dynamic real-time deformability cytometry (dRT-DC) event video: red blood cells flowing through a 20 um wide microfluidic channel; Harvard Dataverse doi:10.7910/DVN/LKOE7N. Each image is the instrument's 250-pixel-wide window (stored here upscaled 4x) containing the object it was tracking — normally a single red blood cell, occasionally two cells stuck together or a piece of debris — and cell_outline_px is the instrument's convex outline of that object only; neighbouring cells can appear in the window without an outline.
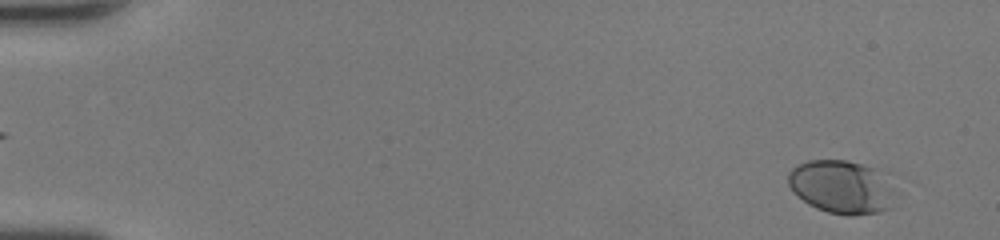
{"species": "human", "species_latin": "Homo sapiens", "temperature_condition": "room temperature", "stored_images_in_passage": 48, "camera_frame_rate_fps": 3000, "um_per_image_px": 0.085, "donor": {"sex": "female"}, "frame": {"image": 1, "passage_image": 3, "time_ms": 0.667, "image_size_px": [1000, 240], "cell_outline_px": [[888, 208], [880, 212], [852, 216], [828, 212], [816, 208], [808, 204], [788, 184], [788, 172], [796, 164], [808, 160], [848, 160], [876, 168]], "centroid_in_image_um": [71.29, 15.86], "position_along_channel_um": 13.7, "area_um2": 31.21}}
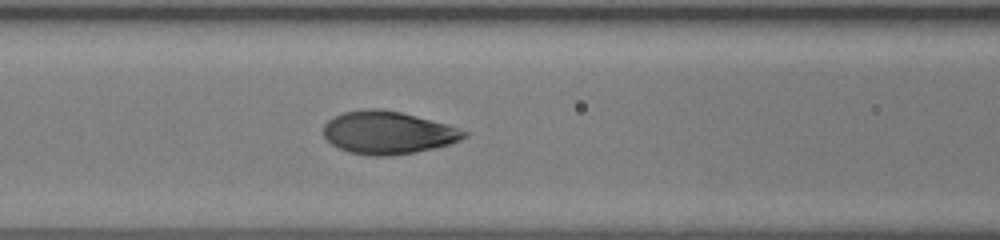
{"frame": {"image": 2, "passage_image": 22, "time_ms": 7.0, "image_size_px": [1000, 240], "cell_outline_px": [[468, 136], [460, 140], [448, 144], [416, 152], [392, 156], [372, 156], [348, 152], [332, 144], [324, 136], [324, 124], [332, 116], [344, 112], [368, 108], [380, 108], [400, 112], [448, 124], [468, 132]], "centroid_in_image_um": [32.96, 11.27], "position_along_channel_um": 133.6, "area_um2": 35.08}}
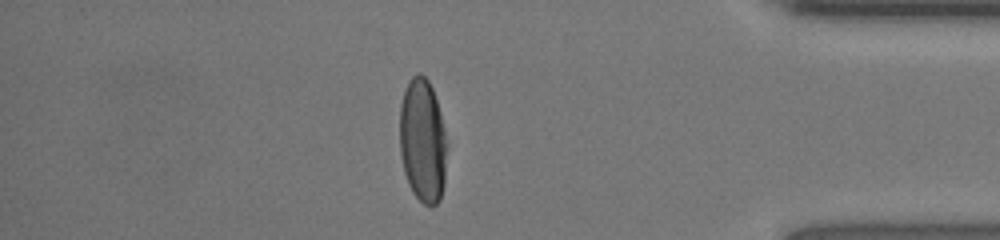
{"frame": {"image": 3, "passage_image": 42, "time_ms": 13.667, "image_size_px": [1000, 240], "cell_outline_px": [[448, 144], [444, 184], [440, 200], [432, 208], [424, 204], [412, 192], [408, 184], [404, 172], [400, 152], [400, 104], [404, 88], [408, 80], [412, 76], [420, 72], [428, 80], [432, 88], [440, 112]], "centroid_in_image_um": [35.93, 11.97], "position_along_channel_um": 399.3, "area_um2": 34.68}, "authors_computed_cell_mechanics": {"area_um2": 34.9112, "velocity_mm_per_s": 4.4267, "shape_relaxation_time_tau1_ms": 2.7719, "shape_relaxation_time_tau2_ms": null, "deformation_change_tau1": 0.1666, "deformation_change_tau2": null}}